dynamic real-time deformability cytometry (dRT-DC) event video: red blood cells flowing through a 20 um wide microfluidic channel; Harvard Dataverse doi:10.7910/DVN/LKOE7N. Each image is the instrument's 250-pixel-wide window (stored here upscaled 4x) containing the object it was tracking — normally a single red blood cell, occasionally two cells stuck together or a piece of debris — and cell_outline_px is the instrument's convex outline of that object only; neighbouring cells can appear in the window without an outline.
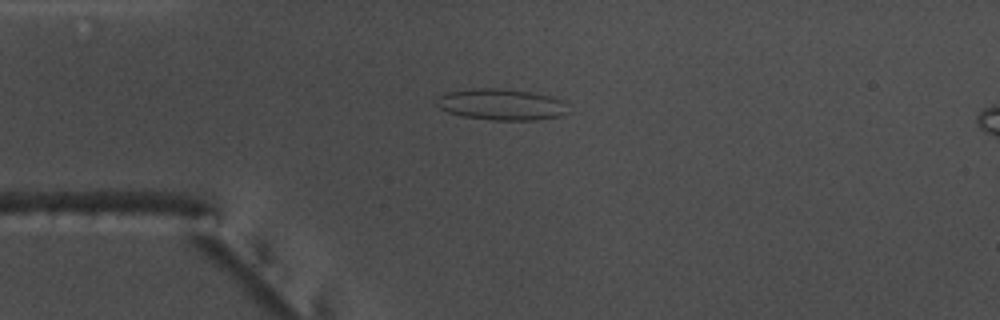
{"species": "common noctule bat (a hibernating species)", "species_latin": "Nyctalus noctula", "temperature_condition": "warm", "stored_images_in_passage": 43, "camera_frame_rate_fps": 3000, "um_per_image_px": 0.085, "animal": {"sex": "male", "body_mass_g": 17.5, "forearm_length_mm": 52.3}, "frame": {"image": 1, "passage_image": 2, "time_ms": 0.333, "image_size_px": [1000, 320], "cell_outline_px": [[568, 112], [560, 116], [536, 120], [492, 120], [460, 116], [448, 112], [432, 104], [444, 92], [472, 88], [496, 88], [528, 92], [552, 96], [564, 100]], "centroid_in_image_um": [42.57, 8.88], "position_along_channel_um": 42.4, "area_um2": 24.22}}
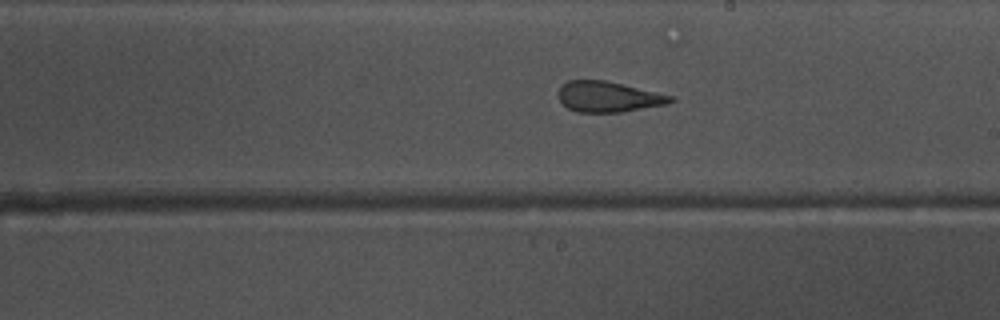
{"frame": {"image": 2, "passage_image": 19, "time_ms": 6.0, "image_size_px": [1000, 320], "cell_outline_px": [[676, 100], [664, 104], [620, 112], [576, 112], [568, 108], [560, 100], [560, 88], [568, 80], [604, 80], [672, 96]], "centroid_in_image_um": [51.68, 8.23], "position_along_channel_um": 237.3, "area_um2": 19.42}}
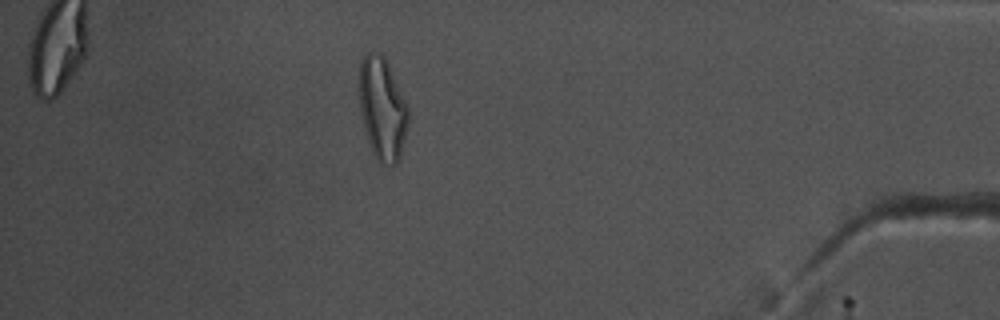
{"frame": {"image": 3, "passage_image": 36, "time_ms": 11.667, "image_size_px": [1000, 320], "cell_outline_px": [[408, 124], [400, 160], [392, 168], [380, 164], [376, 160], [372, 152], [368, 140], [360, 112], [356, 88], [360, 60], [364, 52], [380, 52], [384, 56], [388, 64], [408, 108]], "centroid_in_image_um": [32.45, 9.24], "position_along_channel_um": 402.8, "area_um2": 30.17}, "authors_computed_cell_mechanics": {"area_um2": 21.1548, "velocity_mm_per_s": 3.7716, "shape_relaxation_time_tau1_ms": 5.4316, "shape_relaxation_time_tau2_ms": 1.5368, "deformation_change_tau1": 0.185, "deformation_change_tau2": 0.1205}}